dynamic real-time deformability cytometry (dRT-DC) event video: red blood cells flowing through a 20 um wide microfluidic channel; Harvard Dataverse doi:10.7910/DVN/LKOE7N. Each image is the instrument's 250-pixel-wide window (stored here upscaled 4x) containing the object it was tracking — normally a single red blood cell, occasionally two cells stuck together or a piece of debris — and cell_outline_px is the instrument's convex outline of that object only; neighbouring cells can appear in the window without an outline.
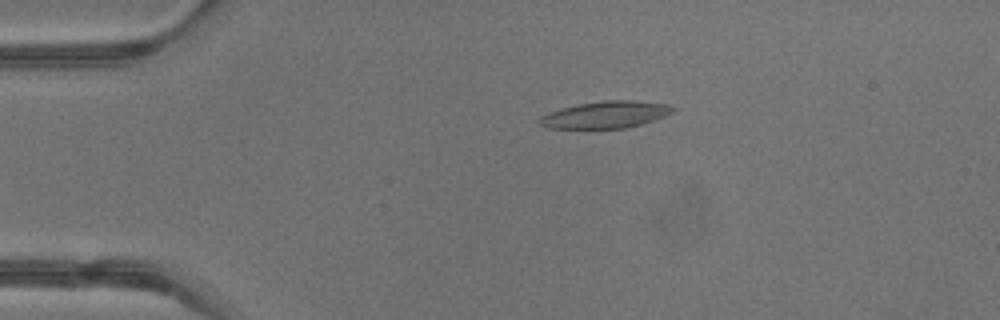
{"species": "common noctule bat (a hibernating species)", "species_latin": "Nyctalus noctula", "temperature_condition": "warm", "stored_images_in_passage": 38, "camera_frame_rate_fps": 3000, "um_per_image_px": 0.085, "animal": {"sex": "male", "body_mass_g": 13.3}, "frame": {"image": 1, "passage_image": 4, "time_ms": 1.0, "image_size_px": [1000, 320], "cell_outline_px": [[676, 108], [672, 112], [664, 116], [640, 124], [624, 128], [548, 128], [536, 124], [536, 120], [540, 116], [548, 112], [580, 104], [604, 100], [632, 100], [668, 104]], "centroid_in_image_um": [51.42, 9.75], "position_along_channel_um": 33.6, "area_um2": 20.81}}
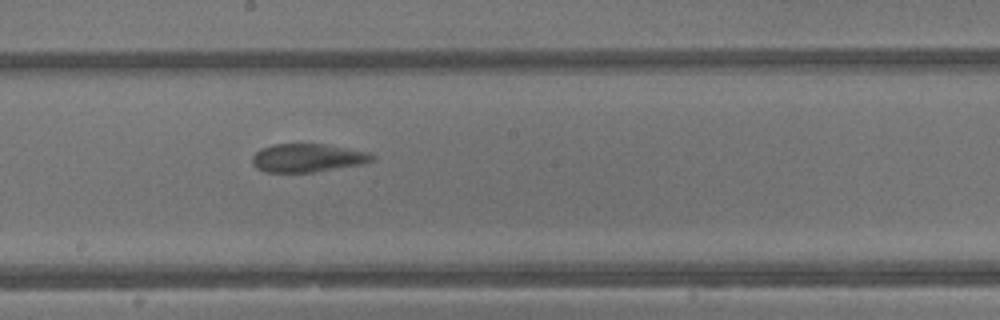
{"frame": {"image": 2, "passage_image": 19, "time_ms": 6.0, "image_size_px": [1000, 320], "cell_outline_px": [[376, 160], [364, 164], [312, 172], [264, 172], [256, 168], [252, 164], [252, 156], [260, 148], [272, 144], [324, 144], [368, 152], [376, 156]], "centroid_in_image_um": [26.14, 13.42], "position_along_channel_um": 222.1, "area_um2": 19.94}}
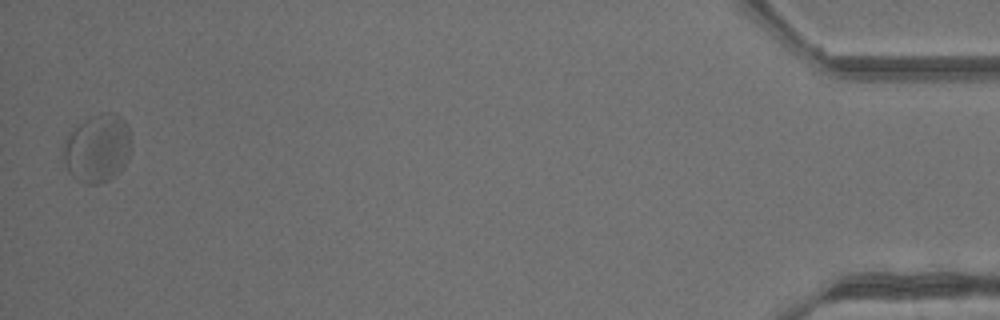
{"frame": {"image": 3, "passage_image": 38, "time_ms": 12.333, "image_size_px": [1000, 320], "cell_outline_px": [[132, 148], [124, 164], [108, 180], [96, 184], [84, 184], [76, 180], [68, 172], [64, 160], [64, 136], [84, 120], [100, 112], [116, 112], [128, 124], [132, 140]], "centroid_in_image_um": [8.28, 12.57], "position_along_channel_um": 426.9, "area_um2": 27.22}, "authors_computed_cell_mechanics": {"area_um2": 21.1259, "velocity_mm_per_s": 4.7259, "shape_relaxation_time_tau1_ms": 4.3478, "shape_relaxation_time_tau2_ms": 0.9823, "deformation_change_tau1": 0.1482, "deformation_change_tau2": 0.0622}}